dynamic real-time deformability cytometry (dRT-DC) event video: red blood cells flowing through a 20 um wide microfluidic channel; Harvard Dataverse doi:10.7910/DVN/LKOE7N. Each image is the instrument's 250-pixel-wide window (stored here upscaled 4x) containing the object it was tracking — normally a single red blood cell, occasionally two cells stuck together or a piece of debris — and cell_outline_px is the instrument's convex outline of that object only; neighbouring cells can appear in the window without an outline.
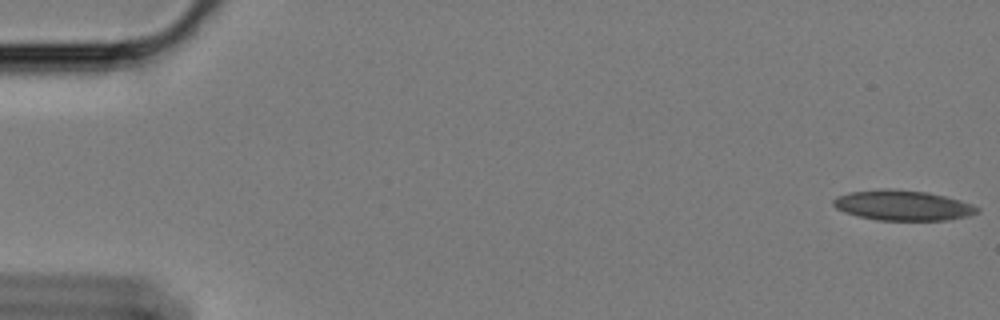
{"species": "Egyptian fruit bat (a non-hibernating species)", "species_latin": "Rousettus aegyptiacus", "temperature_condition": "cold", "stored_images_in_passage": 59, "camera_frame_rate_fps": 3000, "um_per_image_px": 0.085, "animal": {"sex": "female"}, "frame": {"image": 1, "passage_image": 1, "time_ms": 0.0, "image_size_px": [1000, 320], "cell_outline_px": [[980, 208], [976, 212], [968, 216], [944, 220], [876, 220], [844, 212], [836, 208], [832, 204], [832, 200], [836, 196], [852, 192], [884, 188], [892, 188], [928, 192], [944, 196], [972, 204]], "centroid_in_image_um": [76.7, 17.45], "position_along_channel_um": 8.3, "area_um2": 25.2}}
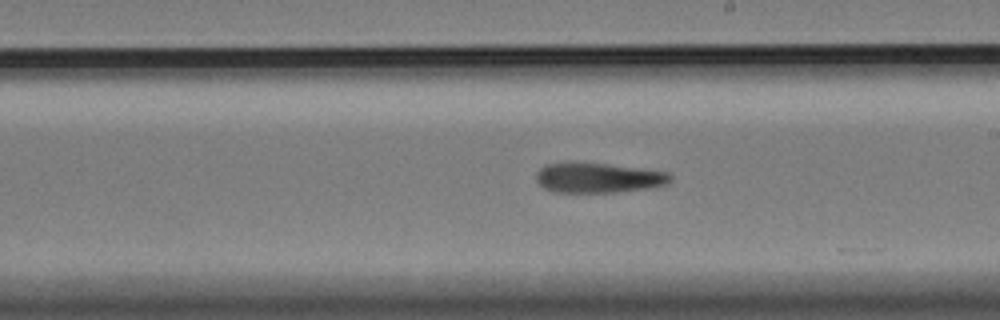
{"frame": {"image": 2, "passage_image": 34, "time_ms": 11.0, "image_size_px": [1000, 320], "cell_outline_px": [[672, 180], [668, 184], [648, 188], [616, 192], [552, 192], [544, 188], [536, 180], [536, 172], [544, 164], [608, 164], [668, 172], [672, 176]], "centroid_in_image_um": [50.88, 15.13], "position_along_channel_um": 238.1, "area_um2": 23.06}}
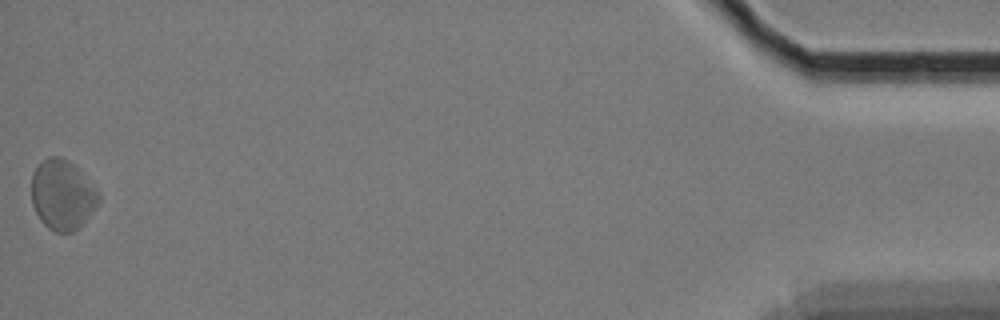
{"frame": {"image": 3, "passage_image": 59, "time_ms": 19.333, "image_size_px": [1000, 320], "cell_outline_px": [[100, 200], [92, 212], [72, 232], [56, 232], [48, 228], [40, 220], [32, 204], [32, 172], [40, 160], [48, 156], [60, 156], [68, 160], [100, 192]], "centroid_in_image_um": [5.27, 16.53], "position_along_channel_um": 429.9, "area_um2": 27.22}}